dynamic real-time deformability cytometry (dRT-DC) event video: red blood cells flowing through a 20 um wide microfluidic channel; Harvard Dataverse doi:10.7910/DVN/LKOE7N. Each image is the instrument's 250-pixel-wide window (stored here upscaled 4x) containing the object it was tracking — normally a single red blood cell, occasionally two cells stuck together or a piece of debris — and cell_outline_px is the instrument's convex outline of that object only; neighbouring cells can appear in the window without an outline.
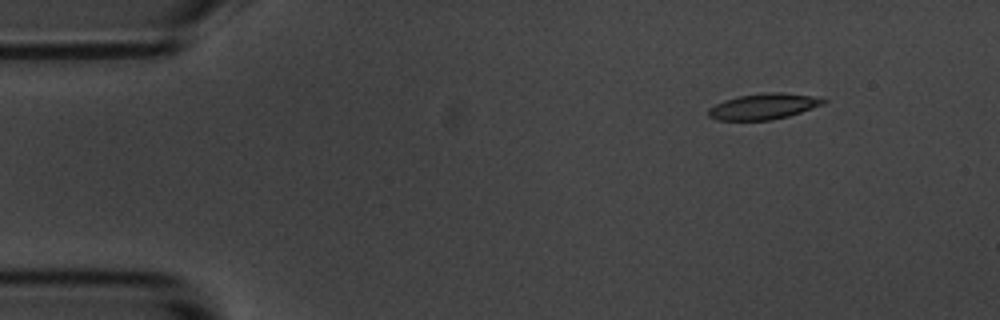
{"species": "common noctule bat (a hibernating species)", "species_latin": "Nyctalus noctula", "temperature_condition": "room temperature", "stored_images_in_passage": 5, "camera_frame_rate_fps": 3000, "um_per_image_px": 0.085, "animal": {"sex": "male", "body_mass_g": 20.1, "forearm_length_mm": 53.5}, "frame": {"image": 1, "passage_image": 2, "time_ms": 1.0, "image_size_px": [1000, 320], "cell_outline_px": [[828, 100], [824, 104], [788, 116], [768, 120], [716, 120], [708, 116], [708, 108], [724, 100], [740, 96], [764, 92], [780, 92], [812, 96]], "centroid_in_image_um": [64.87, 9.04], "position_along_channel_um": 20.1, "area_um2": 17.17}}
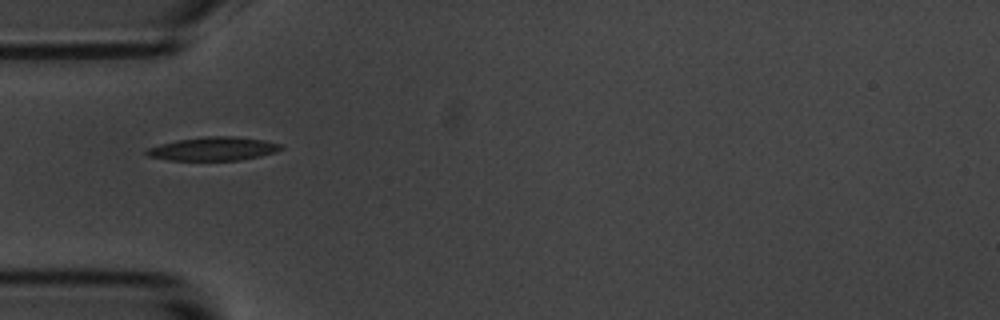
{"frame": {"image": 2, "passage_image": 5, "time_ms": 4.667, "image_size_px": [1000, 320], "cell_outline_px": [[284, 148], [276, 152], [260, 156], [240, 160], [168, 160], [148, 156], [144, 152], [148, 148], [160, 144], [176, 140], [204, 136], [232, 136], [264, 140], [284, 144]], "centroid_in_image_um": [18.16, 12.64], "position_along_channel_um": 66.8, "area_um2": 18.55}}